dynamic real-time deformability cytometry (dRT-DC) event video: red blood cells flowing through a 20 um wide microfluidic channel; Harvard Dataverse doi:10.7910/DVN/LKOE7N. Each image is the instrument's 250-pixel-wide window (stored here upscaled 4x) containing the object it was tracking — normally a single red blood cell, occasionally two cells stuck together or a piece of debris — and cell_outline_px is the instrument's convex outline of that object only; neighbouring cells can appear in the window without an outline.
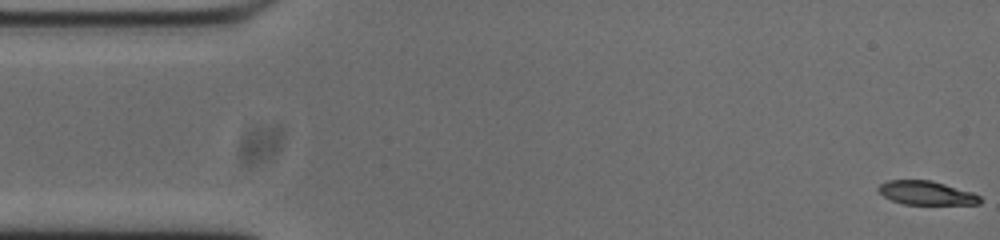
{"species": "common noctule bat (a hibernating species)", "species_latin": "Nyctalus noctula", "temperature_condition": "cold", "stored_images_in_passage": 54, "camera_frame_rate_fps": 3000, "um_per_image_px": 0.085, "animal": {"sex": "male", "body_mass_g": 20.0, "forearm_length_mm": 53.3}, "frame": {"image": 1, "passage_image": 1, "time_ms": 0.0, "image_size_px": [1000, 240], "cell_outline_px": [[980, 204], [904, 204], [892, 200], [884, 196], [876, 188], [880, 184], [888, 180], [932, 180], [972, 192], [980, 196]], "centroid_in_image_um": [78.73, 16.39], "position_along_channel_um": 6.3, "area_um2": 13.99}}
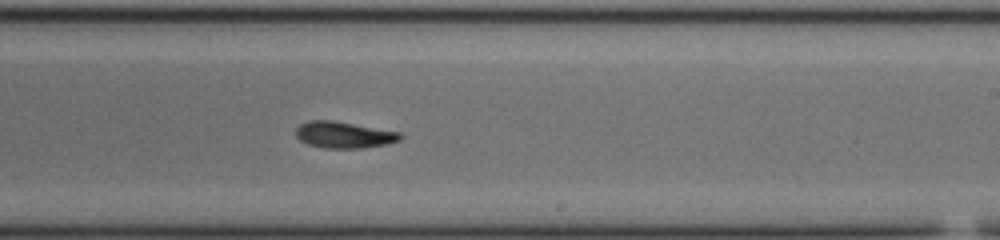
{"frame": {"image": 2, "passage_image": 31, "time_ms": 10.0, "image_size_px": [1000, 240], "cell_outline_px": [[404, 136], [400, 140], [388, 144], [360, 148], [320, 148], [308, 144], [300, 140], [296, 136], [296, 128], [300, 124], [308, 120], [332, 120], [400, 132]], "centroid_in_image_um": [29.23, 11.46], "position_along_channel_um": 259.8, "area_um2": 16.18}}
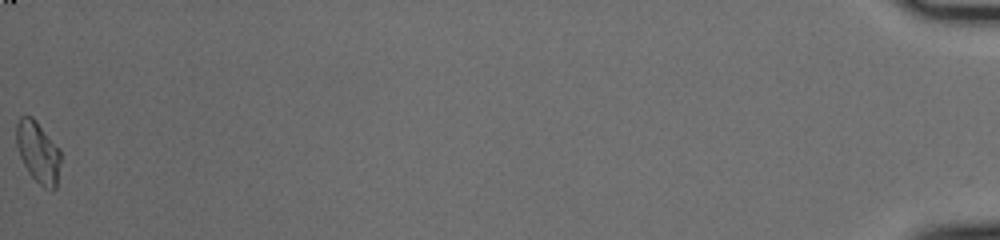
{"frame": {"image": 3, "passage_image": 54, "time_ms": 17.667, "image_size_px": [1000, 240], "cell_outline_px": [[60, 164], [56, 188], [52, 192], [44, 188], [28, 172], [20, 156], [16, 144], [16, 124], [20, 116], [32, 116], [36, 120], [60, 148]], "centroid_in_image_um": [3.25, 12.93], "position_along_channel_um": 432.0, "area_um2": 16.01}, "authors_computed_cell_mechanics": {"area_um2": 15.7216, "velocity_mm_per_s": 3.7377, "shape_relaxation_time_tau1_ms": 4.1903, "shape_relaxation_time_tau2_ms": 2.1887, "deformation_change_tau1": 0.1801, "deformation_change_tau2": 0.0849}}